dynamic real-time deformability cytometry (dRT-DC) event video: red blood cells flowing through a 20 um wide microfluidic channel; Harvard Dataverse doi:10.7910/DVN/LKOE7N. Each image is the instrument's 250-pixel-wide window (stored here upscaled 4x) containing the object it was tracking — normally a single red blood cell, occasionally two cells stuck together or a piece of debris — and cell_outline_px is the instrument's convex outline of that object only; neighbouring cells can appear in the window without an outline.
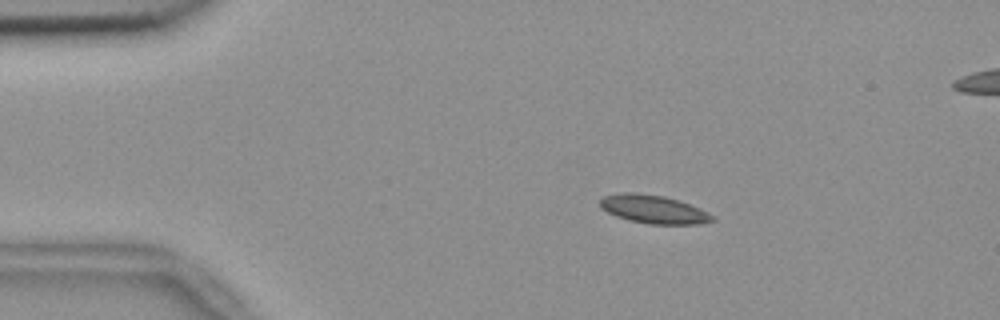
{"species": "common noctule bat (a hibernating species)", "species_latin": "Nyctalus noctula", "temperature_condition": "room temperature", "stored_images_in_passage": 56, "camera_frame_rate_fps": 3000, "um_per_image_px": 0.085, "animal": {"sex": "female", "body_mass_g": 18.4}, "frame": {"image": 1, "passage_image": 10, "time_ms": 3.0, "image_size_px": [1000, 320], "cell_outline_px": [[716, 220], [700, 224], [648, 224], [628, 220], [616, 216], [600, 208], [600, 200], [604, 196], [620, 192], [636, 192], [664, 196], [700, 208], [708, 212]], "centroid_in_image_um": [55.52, 17.79], "position_along_channel_um": 29.5, "area_um2": 18.55}}
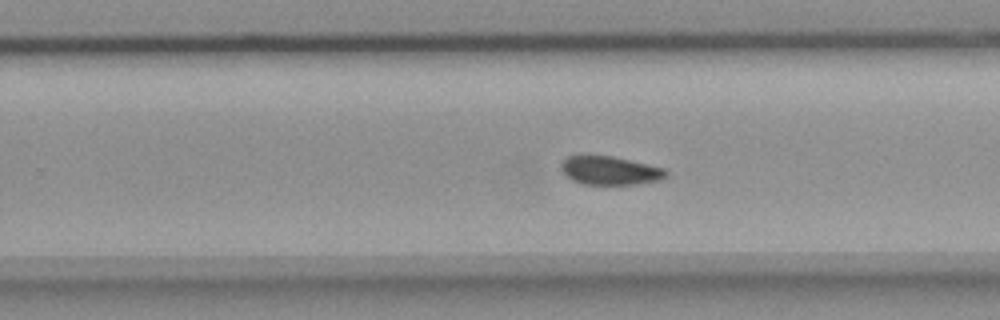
{"frame": {"image": 2, "passage_image": 35, "time_ms": 11.333, "image_size_px": [1000, 320], "cell_outline_px": [[668, 176], [660, 180], [636, 184], [584, 184], [572, 180], [560, 168], [560, 164], [568, 156], [580, 152], [612, 156], [648, 164], [664, 168], [668, 172]], "centroid_in_image_um": [51.81, 14.45], "position_along_channel_um": 278.0, "area_um2": 17.92}}
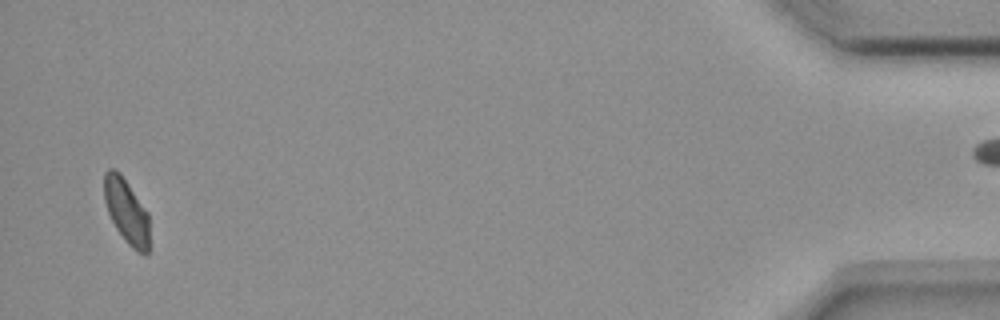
{"frame": {"image": 3, "passage_image": 54, "time_ms": 17.667, "image_size_px": [1000, 320], "cell_outline_px": [[148, 252], [144, 256], [136, 252], [124, 240], [116, 228], [108, 212], [104, 200], [104, 172], [108, 168], [116, 168], [120, 172], [148, 212]], "centroid_in_image_um": [10.74, 17.94], "position_along_channel_um": 424.5, "area_um2": 17.17}, "authors_computed_cell_mechanics": {"area_um2": 18.0336, "velocity_mm_per_s": 3.6403, "shape_relaxation_time_tau1_ms": null, "shape_relaxation_time_tau2_ms": 6.9568, "deformation_change_tau1": null, "deformation_change_tau2": 0.1098}}